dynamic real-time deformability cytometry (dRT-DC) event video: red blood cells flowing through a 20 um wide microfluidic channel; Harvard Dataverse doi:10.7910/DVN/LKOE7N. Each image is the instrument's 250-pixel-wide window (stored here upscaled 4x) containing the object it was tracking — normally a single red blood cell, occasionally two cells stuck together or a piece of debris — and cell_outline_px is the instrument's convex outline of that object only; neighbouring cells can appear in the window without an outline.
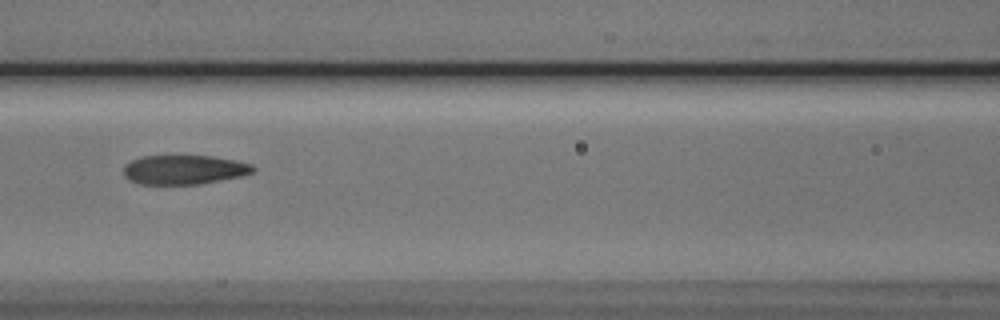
{"species": "Egyptian fruit bat (a non-hibernating species)", "species_latin": "Rousettus aegyptiacus", "temperature_condition": "cold", "stored_images_in_passage": 7, "camera_frame_rate_fps": 3000, "um_per_image_px": 0.085, "animal": {"sex": "male"}, "frame": {"image": 1, "passage_image": 4, "time_ms": 3.333, "image_size_px": [1000, 320], "cell_outline_px": [[256, 168], [252, 172], [240, 176], [200, 184], [140, 184], [128, 180], [124, 176], [124, 164], [132, 160], [144, 156], [212, 156], [252, 164]], "centroid_in_image_um": [15.61, 14.43], "position_along_channel_um": 151.0, "area_um2": 21.96}}
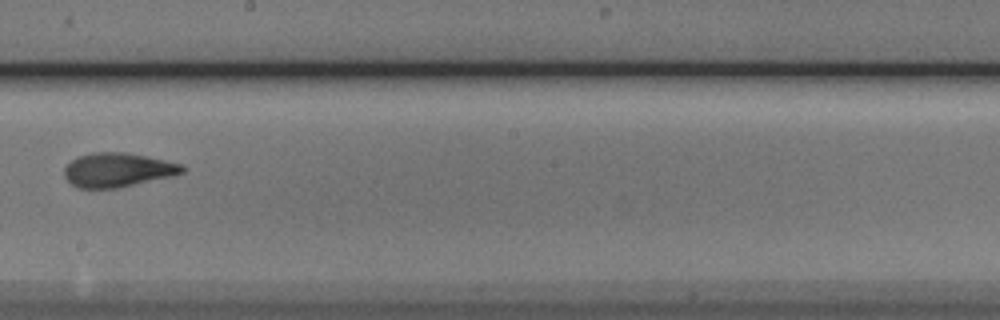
{"frame": {"image": 2, "passage_image": 6, "time_ms": 5.667, "image_size_px": [1000, 320], "cell_outline_px": [[184, 172], [172, 176], [116, 188], [80, 188], [72, 184], [64, 176], [64, 168], [76, 156], [92, 152], [128, 152], [148, 156], [184, 164]], "centroid_in_image_um": [10.01, 14.42], "position_along_channel_um": 238.2, "area_um2": 23.52}}
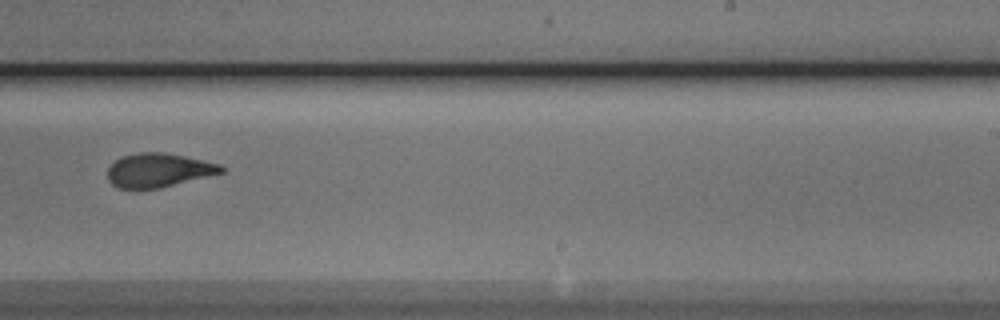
{"frame": {"image": 3, "passage_image": 7, "time_ms": 6.667, "image_size_px": [1000, 320], "cell_outline_px": [[224, 172], [160, 188], [120, 188], [112, 184], [108, 180], [108, 168], [116, 160], [124, 156], [136, 152], [164, 152], [184, 156], [220, 164], [224, 168]], "centroid_in_image_um": [13.47, 14.46], "position_along_channel_um": 275.5, "area_um2": 22.2}}